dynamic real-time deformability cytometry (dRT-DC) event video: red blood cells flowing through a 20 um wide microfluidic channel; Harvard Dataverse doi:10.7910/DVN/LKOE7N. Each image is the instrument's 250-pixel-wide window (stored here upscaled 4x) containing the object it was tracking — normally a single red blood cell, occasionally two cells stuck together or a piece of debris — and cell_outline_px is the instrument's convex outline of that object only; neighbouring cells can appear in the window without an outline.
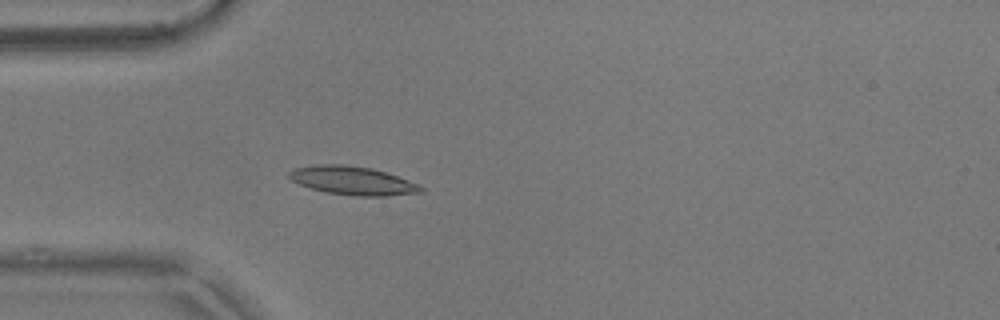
{"species": "common noctule bat (a hibernating species)", "species_latin": "Nyctalus noctula", "temperature_condition": "warm", "stored_images_in_passage": 54, "camera_frame_rate_fps": 3000, "um_per_image_px": 0.085, "animal": {"sex": "male", "body_mass_g": 17.9}, "frame": {"image": 1, "passage_image": 15, "time_ms": 4.667, "image_size_px": [1000, 320], "cell_outline_px": [[424, 192], [388, 196], [356, 196], [328, 192], [312, 188], [300, 184], [292, 180], [288, 176], [288, 172], [292, 168], [320, 164], [344, 164], [372, 168], [420, 184], [424, 188]], "centroid_in_image_um": [29.99, 15.35], "position_along_channel_um": 55.0, "area_um2": 21.85}}
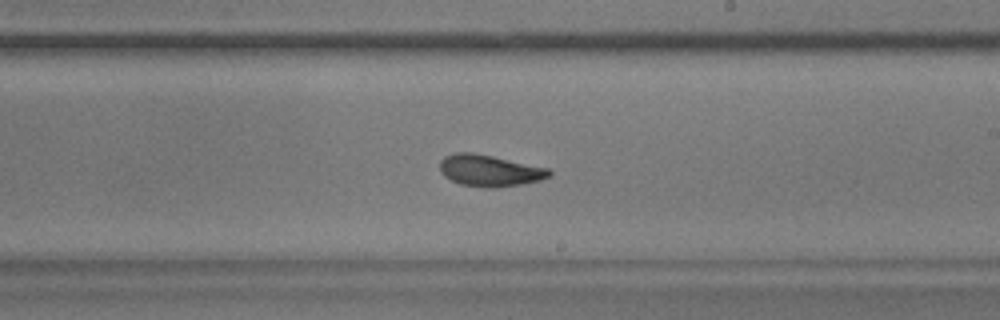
{"frame": {"image": 2, "passage_image": 31, "time_ms": 10.0, "image_size_px": [1000, 320], "cell_outline_px": [[552, 176], [540, 180], [520, 184], [496, 188], [484, 188], [460, 184], [444, 176], [440, 172], [440, 160], [444, 156], [456, 152], [472, 152], [492, 156], [548, 168], [552, 172]], "centroid_in_image_um": [41.6, 14.5], "position_along_channel_um": 247.4, "area_um2": 20.17}}
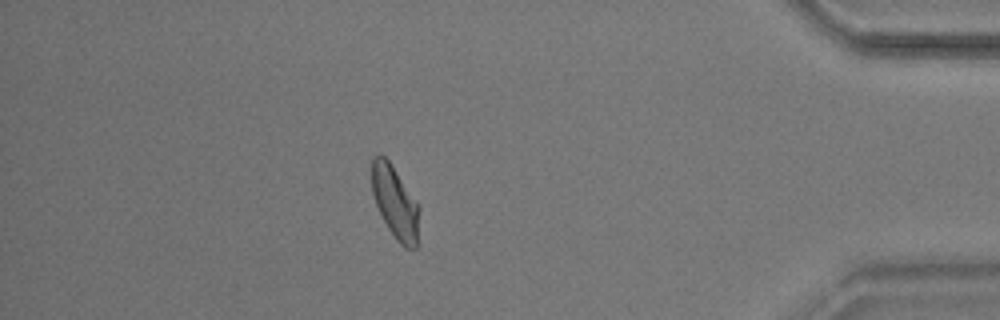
{"frame": {"image": 3, "passage_image": 47, "time_ms": 15.333, "image_size_px": [1000, 320], "cell_outline_px": [[420, 208], [416, 248], [404, 248], [396, 240], [388, 228], [376, 204], [372, 192], [372, 156], [380, 152], [388, 160]], "centroid_in_image_um": [33.57, 17.2], "position_along_channel_um": 401.6, "area_um2": 19.71}, "authors_computed_cell_mechanics": {"area_um2": 19.9121, "velocity_mm_per_s": 3.6999, "shape_relaxation_time_tau1_ms": 3.0572, "shape_relaxation_time_tau2_ms": 2.1337, "deformation_change_tau1": 0.1457, "deformation_change_tau2": 0.0923}}